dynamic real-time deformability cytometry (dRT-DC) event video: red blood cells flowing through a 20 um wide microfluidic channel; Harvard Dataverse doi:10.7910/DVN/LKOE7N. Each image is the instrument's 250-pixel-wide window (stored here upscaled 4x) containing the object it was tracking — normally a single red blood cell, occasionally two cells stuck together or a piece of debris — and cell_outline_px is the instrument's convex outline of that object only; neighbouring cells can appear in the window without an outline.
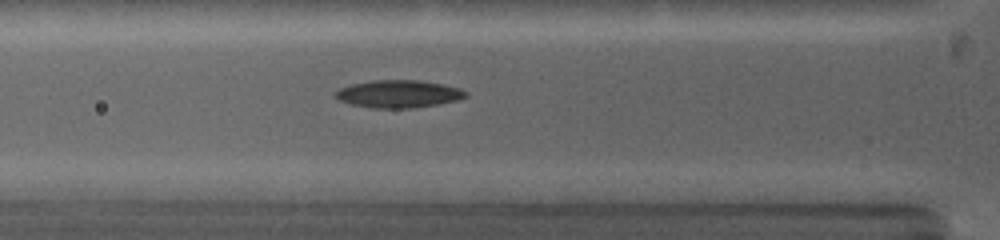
{"species": "common noctule bat (a hibernating species)", "species_latin": "Nyctalus noctula", "temperature_condition": "warm", "stored_images_in_passage": 35, "camera_frame_rate_fps": 5000, "um_per_image_px": 0.085, "animal": {"sex": "female", "body_mass_g": 19.0, "forearm_length_mm": 53.3}, "frame": {"image": 1, "passage_image": 6, "time_ms": 2.6, "image_size_px": [1000, 240], "cell_outline_px": [[468, 96], [456, 100], [436, 104], [408, 108], [372, 108], [352, 104], [340, 100], [332, 92], [340, 88], [352, 84], [372, 80], [420, 80], [444, 84], [460, 88], [468, 92]], "centroid_in_image_um": [33.88, 7.97], "position_along_channel_um": 91.9, "area_um2": 20.87}}
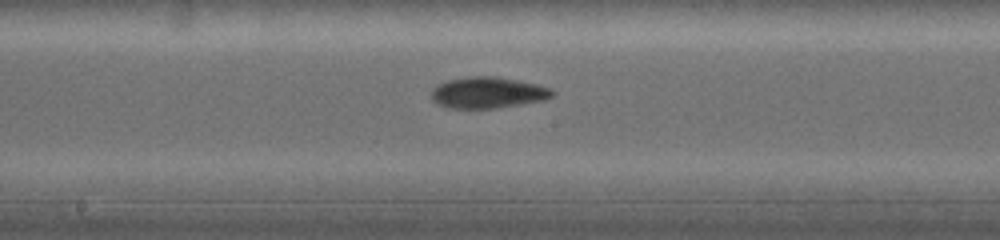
{"frame": {"image": 2, "passage_image": 14, "time_ms": 5.4, "image_size_px": [1000, 240], "cell_outline_px": [[556, 92], [552, 96], [544, 100], [496, 108], [448, 108], [436, 104], [428, 96], [432, 88], [448, 80], [472, 76], [496, 76], [536, 84], [552, 88]], "centroid_in_image_um": [41.43, 7.88], "position_along_channel_um": 206.8, "area_um2": 22.14}}
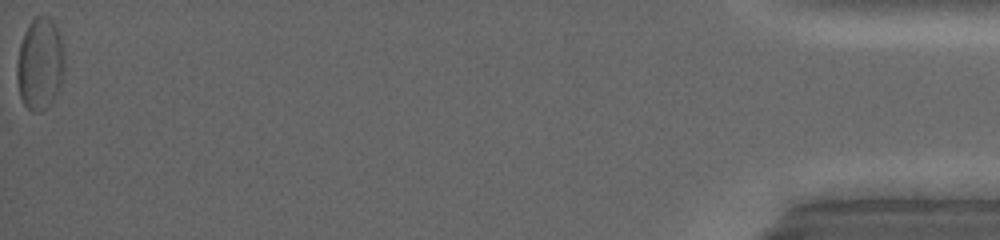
{"frame": {"image": 3, "passage_image": 35, "time_ms": 14.6, "image_size_px": [1000, 240], "cell_outline_px": [[64, 68], [60, 84], [52, 100], [40, 112], [32, 112], [24, 104], [20, 96], [16, 80], [16, 64], [20, 44], [24, 32], [28, 24], [36, 16], [52, 16], [56, 24], [60, 36], [64, 60]], "centroid_in_image_um": [3.37, 5.39], "position_along_channel_um": 431.8, "area_um2": 25.55}, "authors_computed_cell_mechanics": {"area_um2": 21.8484, "velocity_mm_per_s": 4.1042, "shape_relaxation_time_tau1_ms": 7.2189, "shape_relaxation_time_tau2_ms": 3.5844, "deformation_change_tau1": 0.1179, "deformation_change_tau2": 0.0818}}